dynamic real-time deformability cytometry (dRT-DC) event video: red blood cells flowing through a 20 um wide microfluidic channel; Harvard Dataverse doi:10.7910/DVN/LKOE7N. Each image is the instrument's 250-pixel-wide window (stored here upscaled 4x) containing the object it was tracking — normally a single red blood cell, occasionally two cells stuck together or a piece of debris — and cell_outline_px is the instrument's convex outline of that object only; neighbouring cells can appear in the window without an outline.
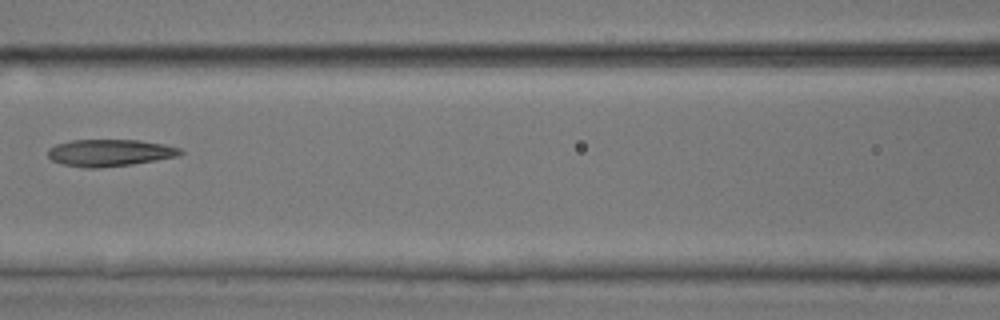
{"species": "common noctule bat (a hibernating species)", "species_latin": "Nyctalus noctula", "temperature_condition": "room temperature", "stored_images_in_passage": 6, "camera_frame_rate_fps": 3000, "um_per_image_px": 0.085, "animal": {"sex": "male", "body_mass_g": 17.9, "forearm_length_mm": 54.2}, "frame": {"image": 1, "passage_image": 6, "time_ms": 1.667, "image_size_px": [1000, 320], "cell_outline_px": [[184, 152], [180, 156], [132, 164], [96, 168], [84, 168], [64, 164], [52, 160], [48, 156], [48, 148], [56, 144], [72, 140], [140, 140], [164, 144], [180, 148]], "centroid_in_image_um": [9.35, 12.98], "position_along_channel_um": 157.3, "area_um2": 20.81}}